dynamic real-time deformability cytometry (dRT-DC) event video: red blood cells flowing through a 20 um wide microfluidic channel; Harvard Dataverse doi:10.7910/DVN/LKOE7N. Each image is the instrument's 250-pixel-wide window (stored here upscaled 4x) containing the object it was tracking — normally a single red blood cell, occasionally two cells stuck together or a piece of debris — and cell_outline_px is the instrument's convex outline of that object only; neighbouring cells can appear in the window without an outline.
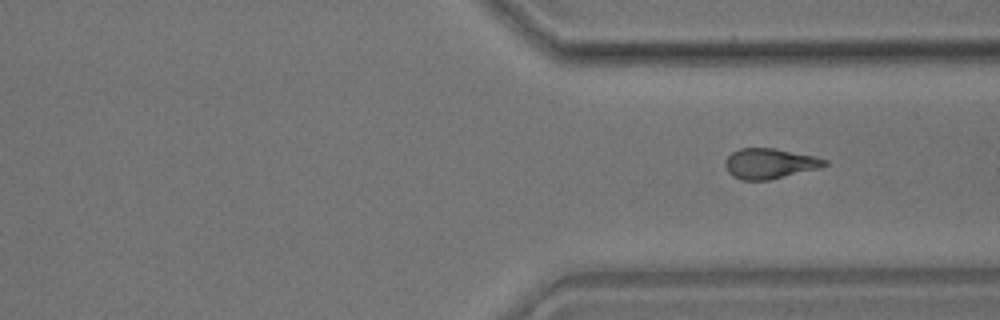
{"species": "common noctule bat (a hibernating species)", "species_latin": "Nyctalus noctula", "temperature_condition": "room temperature", "stored_images_in_passage": 39, "camera_frame_rate_fps": 3000, "um_per_image_px": 0.085, "animal": {"sex": "male", "body_mass_g": 17.9}, "frame": {"image": 1, "passage_image": 39, "time_ms": 12.667, "image_size_px": [1000, 320], "cell_outline_px": [[828, 164], [820, 168], [768, 180], [744, 180], [732, 176], [728, 172], [724, 164], [724, 160], [732, 152], [740, 148], [772, 148], [816, 156], [828, 160]], "centroid_in_image_um": [65.42, 13.9], "position_along_channel_um": 346.0, "area_um2": 17.57}}